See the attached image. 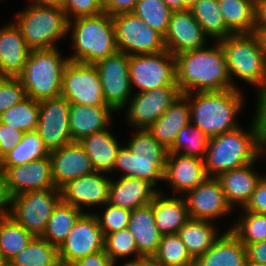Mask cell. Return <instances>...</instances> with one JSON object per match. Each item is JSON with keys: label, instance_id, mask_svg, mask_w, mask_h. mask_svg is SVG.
Masks as SVG:
<instances>
[{"label": "cell", "instance_id": "cell-33", "mask_svg": "<svg viewBox=\"0 0 266 266\" xmlns=\"http://www.w3.org/2000/svg\"><path fill=\"white\" fill-rule=\"evenodd\" d=\"M256 0H218L226 27L233 34L254 33Z\"/></svg>", "mask_w": 266, "mask_h": 266}, {"label": "cell", "instance_id": "cell-52", "mask_svg": "<svg viewBox=\"0 0 266 266\" xmlns=\"http://www.w3.org/2000/svg\"><path fill=\"white\" fill-rule=\"evenodd\" d=\"M137 0H106L103 3L104 12L112 17L121 13H128L134 10Z\"/></svg>", "mask_w": 266, "mask_h": 266}, {"label": "cell", "instance_id": "cell-27", "mask_svg": "<svg viewBox=\"0 0 266 266\" xmlns=\"http://www.w3.org/2000/svg\"><path fill=\"white\" fill-rule=\"evenodd\" d=\"M253 165L255 162L228 170L217 177L232 208L237 207L235 205L241 208L246 205L262 177L253 169Z\"/></svg>", "mask_w": 266, "mask_h": 266}, {"label": "cell", "instance_id": "cell-8", "mask_svg": "<svg viewBox=\"0 0 266 266\" xmlns=\"http://www.w3.org/2000/svg\"><path fill=\"white\" fill-rule=\"evenodd\" d=\"M228 66L230 78L235 76L257 89L266 80V56L256 36L233 34L218 41Z\"/></svg>", "mask_w": 266, "mask_h": 266}, {"label": "cell", "instance_id": "cell-47", "mask_svg": "<svg viewBox=\"0 0 266 266\" xmlns=\"http://www.w3.org/2000/svg\"><path fill=\"white\" fill-rule=\"evenodd\" d=\"M62 9L68 20L81 16H94L104 11L103 4L99 0H65Z\"/></svg>", "mask_w": 266, "mask_h": 266}, {"label": "cell", "instance_id": "cell-56", "mask_svg": "<svg viewBox=\"0 0 266 266\" xmlns=\"http://www.w3.org/2000/svg\"><path fill=\"white\" fill-rule=\"evenodd\" d=\"M122 266H158L153 257H141L138 259L127 260Z\"/></svg>", "mask_w": 266, "mask_h": 266}, {"label": "cell", "instance_id": "cell-9", "mask_svg": "<svg viewBox=\"0 0 266 266\" xmlns=\"http://www.w3.org/2000/svg\"><path fill=\"white\" fill-rule=\"evenodd\" d=\"M61 200V191L57 188L24 192L11 197L10 216L33 236H42Z\"/></svg>", "mask_w": 266, "mask_h": 266}, {"label": "cell", "instance_id": "cell-48", "mask_svg": "<svg viewBox=\"0 0 266 266\" xmlns=\"http://www.w3.org/2000/svg\"><path fill=\"white\" fill-rule=\"evenodd\" d=\"M24 133L0 122V153L3 157L22 140Z\"/></svg>", "mask_w": 266, "mask_h": 266}, {"label": "cell", "instance_id": "cell-43", "mask_svg": "<svg viewBox=\"0 0 266 266\" xmlns=\"http://www.w3.org/2000/svg\"><path fill=\"white\" fill-rule=\"evenodd\" d=\"M132 12L165 36L172 11L163 0H137Z\"/></svg>", "mask_w": 266, "mask_h": 266}, {"label": "cell", "instance_id": "cell-62", "mask_svg": "<svg viewBox=\"0 0 266 266\" xmlns=\"http://www.w3.org/2000/svg\"><path fill=\"white\" fill-rule=\"evenodd\" d=\"M3 172V156L0 153V173Z\"/></svg>", "mask_w": 266, "mask_h": 266}, {"label": "cell", "instance_id": "cell-54", "mask_svg": "<svg viewBox=\"0 0 266 266\" xmlns=\"http://www.w3.org/2000/svg\"><path fill=\"white\" fill-rule=\"evenodd\" d=\"M11 196L8 193L3 174L0 173V219L10 216Z\"/></svg>", "mask_w": 266, "mask_h": 266}, {"label": "cell", "instance_id": "cell-34", "mask_svg": "<svg viewBox=\"0 0 266 266\" xmlns=\"http://www.w3.org/2000/svg\"><path fill=\"white\" fill-rule=\"evenodd\" d=\"M83 213L75 206L61 200L54 208L41 237L49 244L59 248Z\"/></svg>", "mask_w": 266, "mask_h": 266}, {"label": "cell", "instance_id": "cell-28", "mask_svg": "<svg viewBox=\"0 0 266 266\" xmlns=\"http://www.w3.org/2000/svg\"><path fill=\"white\" fill-rule=\"evenodd\" d=\"M194 266H248L245 246L225 230L205 254L194 260Z\"/></svg>", "mask_w": 266, "mask_h": 266}, {"label": "cell", "instance_id": "cell-14", "mask_svg": "<svg viewBox=\"0 0 266 266\" xmlns=\"http://www.w3.org/2000/svg\"><path fill=\"white\" fill-rule=\"evenodd\" d=\"M103 88V96L115 112L123 110L132 96L129 74V55L117 51L96 62Z\"/></svg>", "mask_w": 266, "mask_h": 266}, {"label": "cell", "instance_id": "cell-1", "mask_svg": "<svg viewBox=\"0 0 266 266\" xmlns=\"http://www.w3.org/2000/svg\"><path fill=\"white\" fill-rule=\"evenodd\" d=\"M176 84L181 94L240 89L230 78L219 42L213 47L188 50L175 55Z\"/></svg>", "mask_w": 266, "mask_h": 266}, {"label": "cell", "instance_id": "cell-16", "mask_svg": "<svg viewBox=\"0 0 266 266\" xmlns=\"http://www.w3.org/2000/svg\"><path fill=\"white\" fill-rule=\"evenodd\" d=\"M70 103L63 97L39 101L36 131L49 151L72 143L69 126Z\"/></svg>", "mask_w": 266, "mask_h": 266}, {"label": "cell", "instance_id": "cell-57", "mask_svg": "<svg viewBox=\"0 0 266 266\" xmlns=\"http://www.w3.org/2000/svg\"><path fill=\"white\" fill-rule=\"evenodd\" d=\"M260 45V49L266 56V27H258L253 33Z\"/></svg>", "mask_w": 266, "mask_h": 266}, {"label": "cell", "instance_id": "cell-19", "mask_svg": "<svg viewBox=\"0 0 266 266\" xmlns=\"http://www.w3.org/2000/svg\"><path fill=\"white\" fill-rule=\"evenodd\" d=\"M2 174L11 197L28 191L56 188L52 179L49 156L31 161L25 165L8 167Z\"/></svg>", "mask_w": 266, "mask_h": 266}, {"label": "cell", "instance_id": "cell-30", "mask_svg": "<svg viewBox=\"0 0 266 266\" xmlns=\"http://www.w3.org/2000/svg\"><path fill=\"white\" fill-rule=\"evenodd\" d=\"M159 191L151 201L156 227L163 234H176L190 219L182 196L167 197ZM167 197V198H166Z\"/></svg>", "mask_w": 266, "mask_h": 266}, {"label": "cell", "instance_id": "cell-12", "mask_svg": "<svg viewBox=\"0 0 266 266\" xmlns=\"http://www.w3.org/2000/svg\"><path fill=\"white\" fill-rule=\"evenodd\" d=\"M61 97L70 104L108 106L94 64L69 61L63 74Z\"/></svg>", "mask_w": 266, "mask_h": 266}, {"label": "cell", "instance_id": "cell-4", "mask_svg": "<svg viewBox=\"0 0 266 266\" xmlns=\"http://www.w3.org/2000/svg\"><path fill=\"white\" fill-rule=\"evenodd\" d=\"M70 33L75 52L67 56L69 61L95 64L118 51L113 17L107 12L69 20Z\"/></svg>", "mask_w": 266, "mask_h": 266}, {"label": "cell", "instance_id": "cell-59", "mask_svg": "<svg viewBox=\"0 0 266 266\" xmlns=\"http://www.w3.org/2000/svg\"><path fill=\"white\" fill-rule=\"evenodd\" d=\"M171 11L185 10L184 0H163Z\"/></svg>", "mask_w": 266, "mask_h": 266}, {"label": "cell", "instance_id": "cell-42", "mask_svg": "<svg viewBox=\"0 0 266 266\" xmlns=\"http://www.w3.org/2000/svg\"><path fill=\"white\" fill-rule=\"evenodd\" d=\"M241 209L244 213L227 230H230L243 245L266 240V214Z\"/></svg>", "mask_w": 266, "mask_h": 266}, {"label": "cell", "instance_id": "cell-58", "mask_svg": "<svg viewBox=\"0 0 266 266\" xmlns=\"http://www.w3.org/2000/svg\"><path fill=\"white\" fill-rule=\"evenodd\" d=\"M32 5H40V6H50V7H58L63 8L65 0H31Z\"/></svg>", "mask_w": 266, "mask_h": 266}, {"label": "cell", "instance_id": "cell-53", "mask_svg": "<svg viewBox=\"0 0 266 266\" xmlns=\"http://www.w3.org/2000/svg\"><path fill=\"white\" fill-rule=\"evenodd\" d=\"M72 266H116V264L109 258L103 249L102 251L79 259Z\"/></svg>", "mask_w": 266, "mask_h": 266}, {"label": "cell", "instance_id": "cell-36", "mask_svg": "<svg viewBox=\"0 0 266 266\" xmlns=\"http://www.w3.org/2000/svg\"><path fill=\"white\" fill-rule=\"evenodd\" d=\"M9 262L14 266H61L58 248L41 236H34Z\"/></svg>", "mask_w": 266, "mask_h": 266}, {"label": "cell", "instance_id": "cell-63", "mask_svg": "<svg viewBox=\"0 0 266 266\" xmlns=\"http://www.w3.org/2000/svg\"><path fill=\"white\" fill-rule=\"evenodd\" d=\"M2 266H14L9 261H5Z\"/></svg>", "mask_w": 266, "mask_h": 266}, {"label": "cell", "instance_id": "cell-11", "mask_svg": "<svg viewBox=\"0 0 266 266\" xmlns=\"http://www.w3.org/2000/svg\"><path fill=\"white\" fill-rule=\"evenodd\" d=\"M113 22L118 51L130 56L166 50L164 36L133 12L115 15Z\"/></svg>", "mask_w": 266, "mask_h": 266}, {"label": "cell", "instance_id": "cell-13", "mask_svg": "<svg viewBox=\"0 0 266 266\" xmlns=\"http://www.w3.org/2000/svg\"><path fill=\"white\" fill-rule=\"evenodd\" d=\"M104 247L105 236L96 215L85 212L58 248L60 265L72 266L79 259L102 251Z\"/></svg>", "mask_w": 266, "mask_h": 266}, {"label": "cell", "instance_id": "cell-41", "mask_svg": "<svg viewBox=\"0 0 266 266\" xmlns=\"http://www.w3.org/2000/svg\"><path fill=\"white\" fill-rule=\"evenodd\" d=\"M208 142L209 137L200 128L190 122L178 132L168 153L204 159Z\"/></svg>", "mask_w": 266, "mask_h": 266}, {"label": "cell", "instance_id": "cell-10", "mask_svg": "<svg viewBox=\"0 0 266 266\" xmlns=\"http://www.w3.org/2000/svg\"><path fill=\"white\" fill-rule=\"evenodd\" d=\"M131 87L138 92L176 84V58L169 51L129 56Z\"/></svg>", "mask_w": 266, "mask_h": 266}, {"label": "cell", "instance_id": "cell-31", "mask_svg": "<svg viewBox=\"0 0 266 266\" xmlns=\"http://www.w3.org/2000/svg\"><path fill=\"white\" fill-rule=\"evenodd\" d=\"M110 129L86 136L79 141L89 156L93 169L106 174H112L117 152L121 147Z\"/></svg>", "mask_w": 266, "mask_h": 266}, {"label": "cell", "instance_id": "cell-24", "mask_svg": "<svg viewBox=\"0 0 266 266\" xmlns=\"http://www.w3.org/2000/svg\"><path fill=\"white\" fill-rule=\"evenodd\" d=\"M159 192L149 182L136 177H122L112 180L109 187L108 203L133 211L149 205Z\"/></svg>", "mask_w": 266, "mask_h": 266}, {"label": "cell", "instance_id": "cell-38", "mask_svg": "<svg viewBox=\"0 0 266 266\" xmlns=\"http://www.w3.org/2000/svg\"><path fill=\"white\" fill-rule=\"evenodd\" d=\"M33 235L11 216L0 219V255L10 261L33 239Z\"/></svg>", "mask_w": 266, "mask_h": 266}, {"label": "cell", "instance_id": "cell-15", "mask_svg": "<svg viewBox=\"0 0 266 266\" xmlns=\"http://www.w3.org/2000/svg\"><path fill=\"white\" fill-rule=\"evenodd\" d=\"M178 86H165L134 94L128 101L127 124L147 129L181 96Z\"/></svg>", "mask_w": 266, "mask_h": 266}, {"label": "cell", "instance_id": "cell-61", "mask_svg": "<svg viewBox=\"0 0 266 266\" xmlns=\"http://www.w3.org/2000/svg\"><path fill=\"white\" fill-rule=\"evenodd\" d=\"M198 0H184L185 3V10L192 7Z\"/></svg>", "mask_w": 266, "mask_h": 266}, {"label": "cell", "instance_id": "cell-32", "mask_svg": "<svg viewBox=\"0 0 266 266\" xmlns=\"http://www.w3.org/2000/svg\"><path fill=\"white\" fill-rule=\"evenodd\" d=\"M218 232L214 222L190 218L177 234L195 260L213 246L222 235Z\"/></svg>", "mask_w": 266, "mask_h": 266}, {"label": "cell", "instance_id": "cell-45", "mask_svg": "<svg viewBox=\"0 0 266 266\" xmlns=\"http://www.w3.org/2000/svg\"><path fill=\"white\" fill-rule=\"evenodd\" d=\"M101 208H104V211L101 212V214H94L98 219L100 228L103 230L104 236L128 227L132 211L114 206L108 202Z\"/></svg>", "mask_w": 266, "mask_h": 266}, {"label": "cell", "instance_id": "cell-46", "mask_svg": "<svg viewBox=\"0 0 266 266\" xmlns=\"http://www.w3.org/2000/svg\"><path fill=\"white\" fill-rule=\"evenodd\" d=\"M26 97L25 89L19 77L0 76V114Z\"/></svg>", "mask_w": 266, "mask_h": 266}, {"label": "cell", "instance_id": "cell-6", "mask_svg": "<svg viewBox=\"0 0 266 266\" xmlns=\"http://www.w3.org/2000/svg\"><path fill=\"white\" fill-rule=\"evenodd\" d=\"M68 57L57 48L32 49L19 79L26 96L37 101L61 96L63 74Z\"/></svg>", "mask_w": 266, "mask_h": 266}, {"label": "cell", "instance_id": "cell-25", "mask_svg": "<svg viewBox=\"0 0 266 266\" xmlns=\"http://www.w3.org/2000/svg\"><path fill=\"white\" fill-rule=\"evenodd\" d=\"M109 106L70 104L69 126L73 142L109 128L112 113Z\"/></svg>", "mask_w": 266, "mask_h": 266}, {"label": "cell", "instance_id": "cell-20", "mask_svg": "<svg viewBox=\"0 0 266 266\" xmlns=\"http://www.w3.org/2000/svg\"><path fill=\"white\" fill-rule=\"evenodd\" d=\"M207 38L189 9L172 11L164 36L166 50L172 55L204 48L207 46Z\"/></svg>", "mask_w": 266, "mask_h": 266}, {"label": "cell", "instance_id": "cell-23", "mask_svg": "<svg viewBox=\"0 0 266 266\" xmlns=\"http://www.w3.org/2000/svg\"><path fill=\"white\" fill-rule=\"evenodd\" d=\"M27 46L20 28L15 22L0 27V76L19 77L29 58Z\"/></svg>", "mask_w": 266, "mask_h": 266}, {"label": "cell", "instance_id": "cell-44", "mask_svg": "<svg viewBox=\"0 0 266 266\" xmlns=\"http://www.w3.org/2000/svg\"><path fill=\"white\" fill-rule=\"evenodd\" d=\"M104 250L115 264L118 258H127L131 254V256L134 255L133 259L143 257L138 252L135 239L128 228L107 234L105 236Z\"/></svg>", "mask_w": 266, "mask_h": 266}, {"label": "cell", "instance_id": "cell-55", "mask_svg": "<svg viewBox=\"0 0 266 266\" xmlns=\"http://www.w3.org/2000/svg\"><path fill=\"white\" fill-rule=\"evenodd\" d=\"M258 27H266V0L255 1L254 31Z\"/></svg>", "mask_w": 266, "mask_h": 266}, {"label": "cell", "instance_id": "cell-3", "mask_svg": "<svg viewBox=\"0 0 266 266\" xmlns=\"http://www.w3.org/2000/svg\"><path fill=\"white\" fill-rule=\"evenodd\" d=\"M249 130L239 128L209 138L205 169L209 177L256 162L259 157L260 132L253 120ZM247 131V132H246Z\"/></svg>", "mask_w": 266, "mask_h": 266}, {"label": "cell", "instance_id": "cell-39", "mask_svg": "<svg viewBox=\"0 0 266 266\" xmlns=\"http://www.w3.org/2000/svg\"><path fill=\"white\" fill-rule=\"evenodd\" d=\"M39 118V101L30 97L0 114V122L24 132L35 131Z\"/></svg>", "mask_w": 266, "mask_h": 266}, {"label": "cell", "instance_id": "cell-5", "mask_svg": "<svg viewBox=\"0 0 266 266\" xmlns=\"http://www.w3.org/2000/svg\"><path fill=\"white\" fill-rule=\"evenodd\" d=\"M168 151L147 129H136L127 145L117 152L113 172L120 170L122 177H136L156 187L164 180Z\"/></svg>", "mask_w": 266, "mask_h": 266}, {"label": "cell", "instance_id": "cell-35", "mask_svg": "<svg viewBox=\"0 0 266 266\" xmlns=\"http://www.w3.org/2000/svg\"><path fill=\"white\" fill-rule=\"evenodd\" d=\"M189 10L209 39L218 42L233 35L225 25L218 0H198Z\"/></svg>", "mask_w": 266, "mask_h": 266}, {"label": "cell", "instance_id": "cell-40", "mask_svg": "<svg viewBox=\"0 0 266 266\" xmlns=\"http://www.w3.org/2000/svg\"><path fill=\"white\" fill-rule=\"evenodd\" d=\"M152 257L158 266H194V259L177 233L163 234Z\"/></svg>", "mask_w": 266, "mask_h": 266}, {"label": "cell", "instance_id": "cell-17", "mask_svg": "<svg viewBox=\"0 0 266 266\" xmlns=\"http://www.w3.org/2000/svg\"><path fill=\"white\" fill-rule=\"evenodd\" d=\"M182 196L192 219L213 222L220 217L228 216L233 210L216 177H208L203 183Z\"/></svg>", "mask_w": 266, "mask_h": 266}, {"label": "cell", "instance_id": "cell-37", "mask_svg": "<svg viewBox=\"0 0 266 266\" xmlns=\"http://www.w3.org/2000/svg\"><path fill=\"white\" fill-rule=\"evenodd\" d=\"M49 155L50 151L36 130L25 132L22 140L3 157V171L8 167L25 165Z\"/></svg>", "mask_w": 266, "mask_h": 266}, {"label": "cell", "instance_id": "cell-50", "mask_svg": "<svg viewBox=\"0 0 266 266\" xmlns=\"http://www.w3.org/2000/svg\"><path fill=\"white\" fill-rule=\"evenodd\" d=\"M256 97V112L253 117V122L260 133L266 132V80L257 88Z\"/></svg>", "mask_w": 266, "mask_h": 266}, {"label": "cell", "instance_id": "cell-60", "mask_svg": "<svg viewBox=\"0 0 266 266\" xmlns=\"http://www.w3.org/2000/svg\"><path fill=\"white\" fill-rule=\"evenodd\" d=\"M266 154V132L260 133L259 136V157L263 156V154Z\"/></svg>", "mask_w": 266, "mask_h": 266}, {"label": "cell", "instance_id": "cell-29", "mask_svg": "<svg viewBox=\"0 0 266 266\" xmlns=\"http://www.w3.org/2000/svg\"><path fill=\"white\" fill-rule=\"evenodd\" d=\"M127 228L135 239L138 252L143 257H152L162 238V234L156 227L152 205L134 209Z\"/></svg>", "mask_w": 266, "mask_h": 266}, {"label": "cell", "instance_id": "cell-2", "mask_svg": "<svg viewBox=\"0 0 266 266\" xmlns=\"http://www.w3.org/2000/svg\"><path fill=\"white\" fill-rule=\"evenodd\" d=\"M240 89L185 94L190 106L191 123L209 138L239 128L236 121L244 105Z\"/></svg>", "mask_w": 266, "mask_h": 266}, {"label": "cell", "instance_id": "cell-65", "mask_svg": "<svg viewBox=\"0 0 266 266\" xmlns=\"http://www.w3.org/2000/svg\"><path fill=\"white\" fill-rule=\"evenodd\" d=\"M102 4L106 1V0H99Z\"/></svg>", "mask_w": 266, "mask_h": 266}, {"label": "cell", "instance_id": "cell-26", "mask_svg": "<svg viewBox=\"0 0 266 266\" xmlns=\"http://www.w3.org/2000/svg\"><path fill=\"white\" fill-rule=\"evenodd\" d=\"M190 122L189 101L182 94L147 130L168 151L178 132Z\"/></svg>", "mask_w": 266, "mask_h": 266}, {"label": "cell", "instance_id": "cell-21", "mask_svg": "<svg viewBox=\"0 0 266 266\" xmlns=\"http://www.w3.org/2000/svg\"><path fill=\"white\" fill-rule=\"evenodd\" d=\"M52 179L57 189L78 177L93 173L91 160L79 142L50 151Z\"/></svg>", "mask_w": 266, "mask_h": 266}, {"label": "cell", "instance_id": "cell-7", "mask_svg": "<svg viewBox=\"0 0 266 266\" xmlns=\"http://www.w3.org/2000/svg\"><path fill=\"white\" fill-rule=\"evenodd\" d=\"M17 13L15 24L31 50L57 48L56 42L68 34L69 20L62 8L29 4Z\"/></svg>", "mask_w": 266, "mask_h": 266}, {"label": "cell", "instance_id": "cell-51", "mask_svg": "<svg viewBox=\"0 0 266 266\" xmlns=\"http://www.w3.org/2000/svg\"><path fill=\"white\" fill-rule=\"evenodd\" d=\"M244 246L248 265L266 266V240Z\"/></svg>", "mask_w": 266, "mask_h": 266}, {"label": "cell", "instance_id": "cell-64", "mask_svg": "<svg viewBox=\"0 0 266 266\" xmlns=\"http://www.w3.org/2000/svg\"><path fill=\"white\" fill-rule=\"evenodd\" d=\"M5 261L3 260L2 256L0 255V266H2V264L4 263Z\"/></svg>", "mask_w": 266, "mask_h": 266}, {"label": "cell", "instance_id": "cell-18", "mask_svg": "<svg viewBox=\"0 0 266 266\" xmlns=\"http://www.w3.org/2000/svg\"><path fill=\"white\" fill-rule=\"evenodd\" d=\"M104 174L94 171L68 182L60 189L62 201L75 206L84 213L83 206L88 208H92L91 206L102 207L109 200L111 183L108 174Z\"/></svg>", "mask_w": 266, "mask_h": 266}, {"label": "cell", "instance_id": "cell-49", "mask_svg": "<svg viewBox=\"0 0 266 266\" xmlns=\"http://www.w3.org/2000/svg\"><path fill=\"white\" fill-rule=\"evenodd\" d=\"M245 211L266 214V176L263 175L251 195L250 200L243 207Z\"/></svg>", "mask_w": 266, "mask_h": 266}, {"label": "cell", "instance_id": "cell-22", "mask_svg": "<svg viewBox=\"0 0 266 266\" xmlns=\"http://www.w3.org/2000/svg\"><path fill=\"white\" fill-rule=\"evenodd\" d=\"M208 177L204 159L168 153L163 181L172 186L174 194L180 192L185 195Z\"/></svg>", "mask_w": 266, "mask_h": 266}]
</instances>
